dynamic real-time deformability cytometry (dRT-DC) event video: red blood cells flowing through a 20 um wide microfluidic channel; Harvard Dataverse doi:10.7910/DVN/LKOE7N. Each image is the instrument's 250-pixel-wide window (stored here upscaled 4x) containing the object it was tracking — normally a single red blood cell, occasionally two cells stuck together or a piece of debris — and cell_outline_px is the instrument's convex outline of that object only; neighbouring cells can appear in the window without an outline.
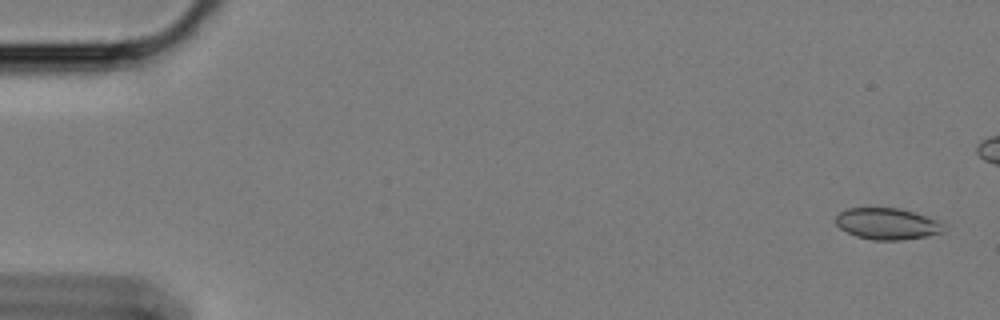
{"species": "Egyptian fruit bat (a non-hibernating species)", "species_latin": "Rousettus aegyptiacus", "temperature_condition": "cold", "stored_images_in_passage": 52, "camera_frame_rate_fps": 3000, "um_per_image_px": 0.085, "animal": {"sex": "female"}, "frame": {"image": 1, "passage_image": 2, "time_ms": 0.333, "image_size_px": [1000, 320], "cell_outline_px": [[944, 232], [928, 236], [900, 240], [872, 240], [856, 236], [840, 228], [836, 224], [836, 216], [840, 212], [848, 208], [900, 208], [940, 220], [944, 224]], "centroid_in_image_um": [75.45, 19.02], "position_along_channel_um": 9.5, "area_um2": 19.88}}
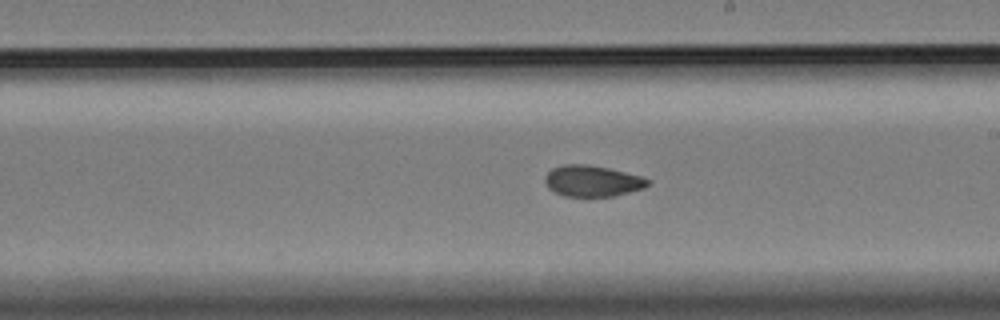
{"frame": {"image": 2, "passage_image": 34, "time_ms": 11.0, "image_size_px": [1000, 320], "cell_outline_px": [[652, 184], [644, 188], [612, 196], [564, 196], [548, 188], [544, 180], [544, 176], [552, 168], [564, 164], [588, 164], [608, 168], [640, 176], [652, 180]], "centroid_in_image_um": [50.35, 15.37], "position_along_channel_um": 238.6, "area_um2": 18.67}}
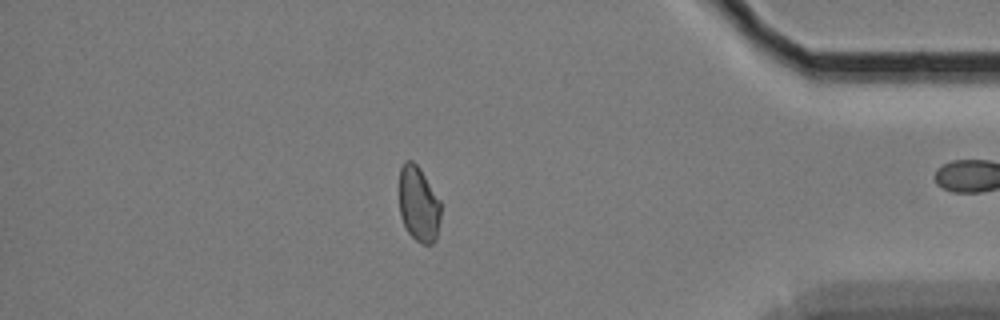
{"frame": {"image": 3, "passage_image": 51, "time_ms": 16.667, "image_size_px": [1000, 320], "cell_outline_px": [[440, 220], [436, 240], [432, 244], [424, 244], [416, 240], [408, 232], [400, 216], [400, 168], [404, 160], [412, 160], [420, 168], [440, 200]], "centroid_in_image_um": [35.59, 17.34], "position_along_channel_um": 399.6, "area_um2": 18.26}}